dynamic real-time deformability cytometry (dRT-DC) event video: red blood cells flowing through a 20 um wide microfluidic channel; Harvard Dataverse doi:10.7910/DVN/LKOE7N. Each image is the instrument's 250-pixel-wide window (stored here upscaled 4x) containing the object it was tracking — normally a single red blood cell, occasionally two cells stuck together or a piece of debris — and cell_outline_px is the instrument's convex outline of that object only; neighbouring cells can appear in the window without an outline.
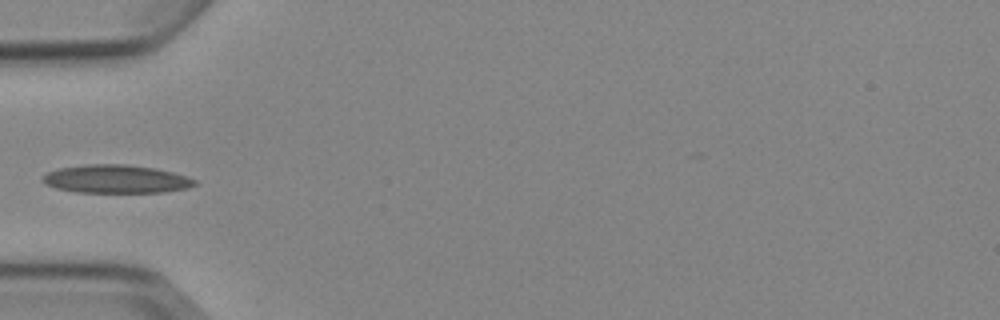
{"species": "Egyptian fruit bat (a non-hibernating species)", "species_latin": "Rousettus aegyptiacus", "temperature_condition": "cold", "stored_images_in_passage": 5, "camera_frame_rate_fps": 3000, "um_per_image_px": 0.085, "animal": {"sex": "female"}, "frame": {"image": 1, "passage_image": 5, "time_ms": 4.333, "image_size_px": [1000, 320], "cell_outline_px": [[196, 184], [188, 188], [164, 192], [76, 192], [56, 188], [44, 184], [40, 180], [40, 176], [48, 172], [60, 168], [84, 164], [124, 164], [156, 168], [188, 176], [196, 180]], "centroid_in_image_um": [9.84, 15.21], "position_along_channel_um": 75.2, "area_um2": 25.2}}